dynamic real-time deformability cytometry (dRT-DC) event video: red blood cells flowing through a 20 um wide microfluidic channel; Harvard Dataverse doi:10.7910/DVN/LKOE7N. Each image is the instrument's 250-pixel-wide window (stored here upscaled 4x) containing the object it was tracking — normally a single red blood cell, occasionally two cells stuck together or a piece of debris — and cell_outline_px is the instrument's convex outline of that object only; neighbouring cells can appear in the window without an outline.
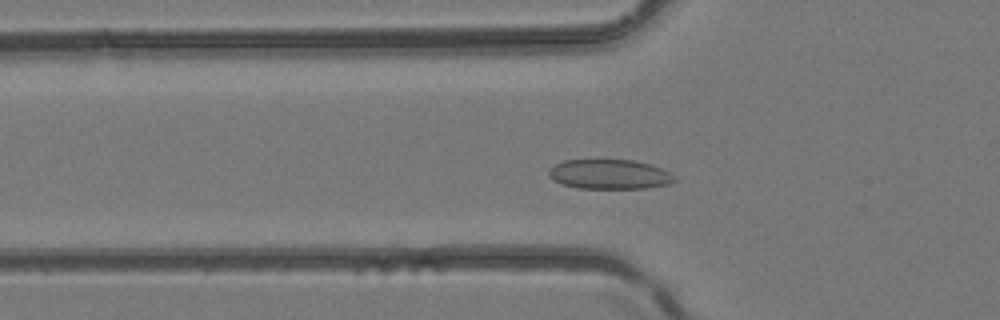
{"species": "common noctule bat (a hibernating species)", "species_latin": "Nyctalus noctula", "temperature_condition": "room temperature", "stored_images_in_passage": 39, "camera_frame_rate_fps": 3000, "um_per_image_px": 0.085, "animal": {"sex": "female", "body_mass_g": 24.6, "forearm_length_mm": 56.2}, "frame": {"image": 1, "passage_image": 10, "time_ms": 3.0, "image_size_px": [1000, 320], "cell_outline_px": [[676, 180], [672, 184], [648, 188], [580, 188], [564, 184], [548, 176], [548, 168], [564, 160], [632, 160], [648, 164], [660, 168], [676, 176]], "centroid_in_image_um": [51.84, 14.82], "position_along_channel_um": 74.0, "area_um2": 21.62}}
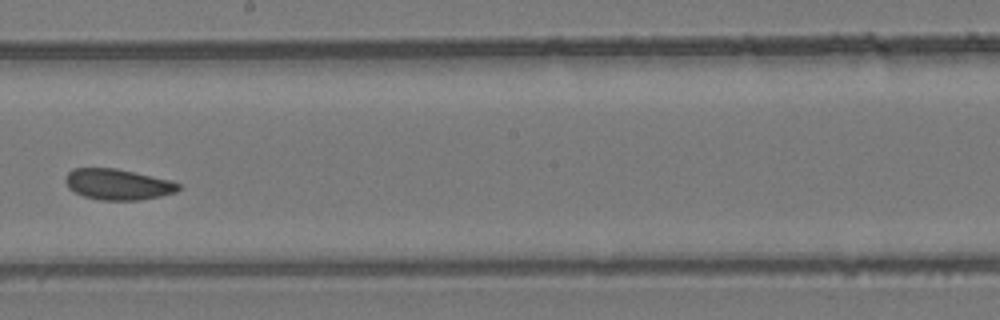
{"frame": {"image": 2, "passage_image": 20, "time_ms": 6.333, "image_size_px": [1000, 320], "cell_outline_px": [[180, 188], [176, 192], [160, 196], [140, 200], [100, 200], [84, 196], [68, 188], [64, 180], [64, 176], [72, 168], [116, 168], [168, 180], [180, 184]], "centroid_in_image_um": [9.97, 15.67], "position_along_channel_um": 238.2, "area_um2": 20.23}}
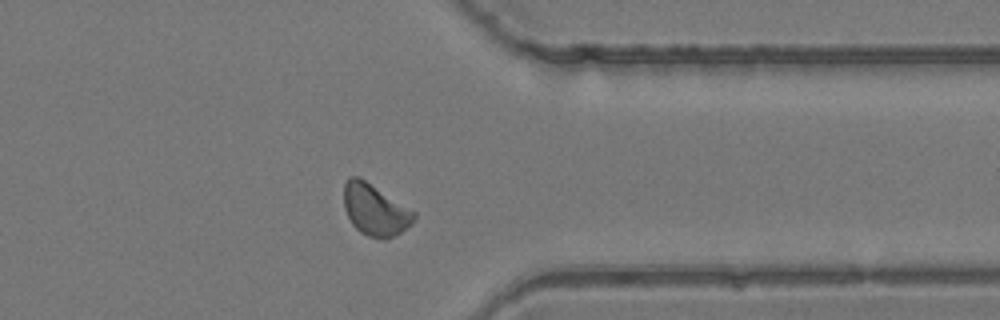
{"frame": {"image": 3, "passage_image": 29, "time_ms": 9.333, "image_size_px": [1000, 320], "cell_outline_px": [[416, 216], [412, 224], [400, 232], [384, 240], [368, 236], [360, 232], [352, 224], [344, 208], [344, 184], [348, 176], [360, 176], [416, 212]], "centroid_in_image_um": [31.87, 17.82], "position_along_channel_um": 379.5, "area_um2": 21.15}}